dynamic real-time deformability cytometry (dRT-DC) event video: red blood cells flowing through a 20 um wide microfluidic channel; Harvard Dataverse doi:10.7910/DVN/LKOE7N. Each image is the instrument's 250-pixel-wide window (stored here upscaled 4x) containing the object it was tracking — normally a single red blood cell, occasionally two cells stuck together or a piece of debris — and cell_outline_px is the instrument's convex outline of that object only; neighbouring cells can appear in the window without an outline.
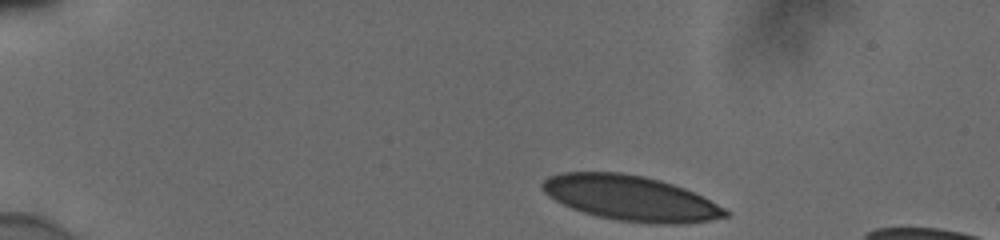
{"species": "human", "species_latin": "Homo sapiens", "temperature_condition": "cold", "stored_images_in_passage": 41, "camera_frame_rate_fps": 3000, "um_per_image_px": 0.085, "donor": {"sex": "male"}, "frame": {"image": 1, "passage_image": 1, "time_ms": 0.0, "image_size_px": [1000, 240], "cell_outline_px": [[732, 212], [728, 216], [708, 220], [680, 224], [648, 224], [616, 220], [596, 216], [572, 208], [548, 196], [540, 188], [540, 184], [548, 176], [560, 172], [620, 172], [644, 176], [660, 180], [684, 188]], "centroid_in_image_um": [53.56, 16.84], "position_along_channel_um": 31.4, "area_um2": 48.03}}
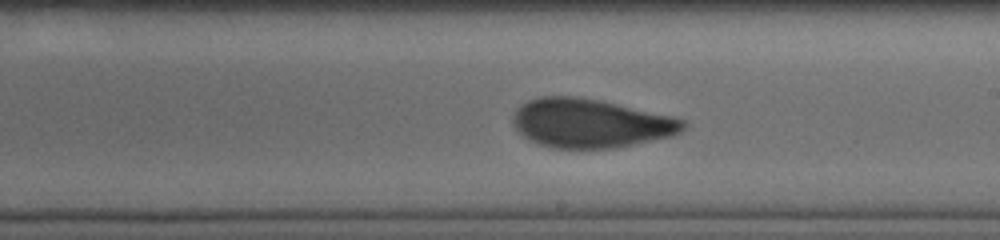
{"frame": {"image": 2, "passage_image": 24, "time_ms": 7.667, "image_size_px": [1000, 240], "cell_outline_px": [[688, 128], [672, 136], [616, 148], [552, 148], [536, 144], [528, 140], [512, 124], [512, 116], [516, 108], [528, 100], [540, 96], [572, 96], [596, 100], [672, 116], [684, 120], [688, 124]], "centroid_in_image_um": [50.17, 10.49], "position_along_channel_um": 238.8, "area_um2": 48.49}}
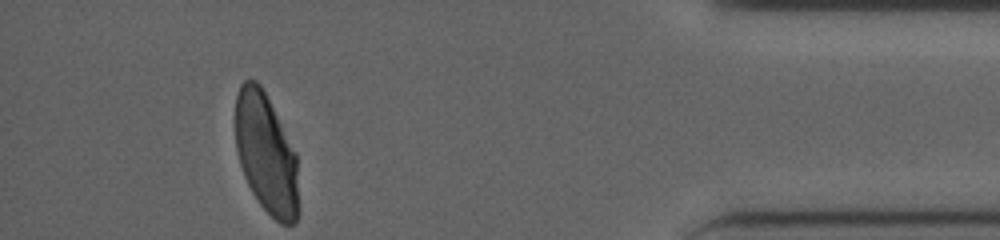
{"frame": {"image": 3, "passage_image": 41, "time_ms": 13.333, "image_size_px": [1000, 240], "cell_outline_px": [[300, 212], [296, 224], [280, 224], [260, 204], [252, 192], [244, 176], [236, 152], [236, 96], [240, 84], [244, 80], [256, 80], [260, 84], [296, 152]], "centroid_in_image_um": [22.65, 13.11], "position_along_channel_um": 412.6, "area_um2": 44.45}, "authors_computed_cell_mechanics": {"area_um2": 49.0144, "velocity_mm_per_s": 3.8494, "shape_relaxation_time_tau1_ms": 7.2007, "shape_relaxation_time_tau2_ms": 1.1066, "deformation_change_tau1": 0.1887, "deformation_change_tau2": 0.0731}}